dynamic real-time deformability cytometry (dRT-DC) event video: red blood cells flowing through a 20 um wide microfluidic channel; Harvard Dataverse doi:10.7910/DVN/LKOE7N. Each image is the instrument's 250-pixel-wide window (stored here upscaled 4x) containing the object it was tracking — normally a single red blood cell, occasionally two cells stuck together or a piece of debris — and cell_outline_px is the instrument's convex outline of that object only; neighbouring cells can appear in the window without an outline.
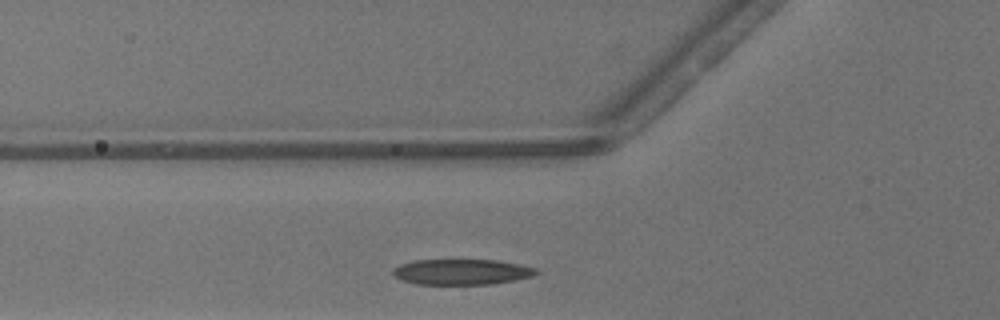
{"species": "common noctule bat (a hibernating species)", "species_latin": "Nyctalus noctula", "temperature_condition": "warm", "stored_images_in_passage": 27, "camera_frame_rate_fps": 3000, "um_per_image_px": 0.085, "animal": {"sex": "male", "body_mass_g": 13.3}, "frame": {"image": 1, "passage_image": 8, "time_ms": 2.333, "image_size_px": [1000, 320], "cell_outline_px": [[540, 272], [532, 276], [516, 280], [492, 284], [416, 284], [392, 276], [392, 268], [400, 264], [416, 260], [500, 260], [520, 264], [536, 268]], "centroid_in_image_um": [39.25, 23.11], "position_along_channel_um": 86.5, "area_um2": 21.5}}
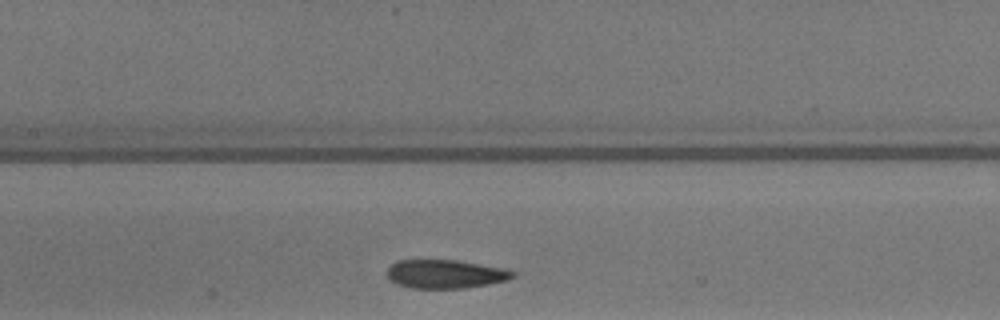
{"frame": {"image": 2, "passage_image": 14, "time_ms": 4.333, "image_size_px": [1000, 320], "cell_outline_px": [[516, 276], [508, 280], [488, 284], [464, 288], [412, 288], [388, 280], [388, 268], [396, 260], [456, 260], [504, 268], [516, 272]], "centroid_in_image_um": [37.88, 23.29], "position_along_channel_um": 169.5, "area_um2": 20.92}}
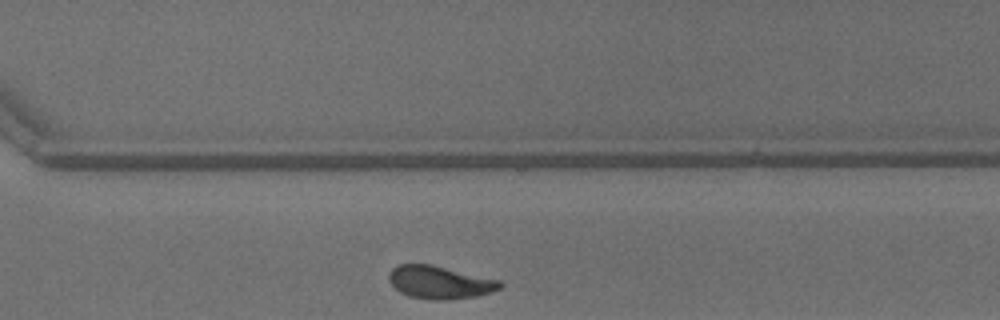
{"frame": {"image": 3, "passage_image": 26, "time_ms": 8.333, "image_size_px": [1000, 320], "cell_outline_px": [[504, 284], [500, 288], [492, 292], [476, 296], [448, 300], [428, 300], [408, 296], [400, 292], [388, 280], [388, 276], [392, 268], [396, 264], [432, 264], [500, 280]], "centroid_in_image_um": [37.37, 24.0], "position_along_channel_um": 333.2, "area_um2": 21.5}}